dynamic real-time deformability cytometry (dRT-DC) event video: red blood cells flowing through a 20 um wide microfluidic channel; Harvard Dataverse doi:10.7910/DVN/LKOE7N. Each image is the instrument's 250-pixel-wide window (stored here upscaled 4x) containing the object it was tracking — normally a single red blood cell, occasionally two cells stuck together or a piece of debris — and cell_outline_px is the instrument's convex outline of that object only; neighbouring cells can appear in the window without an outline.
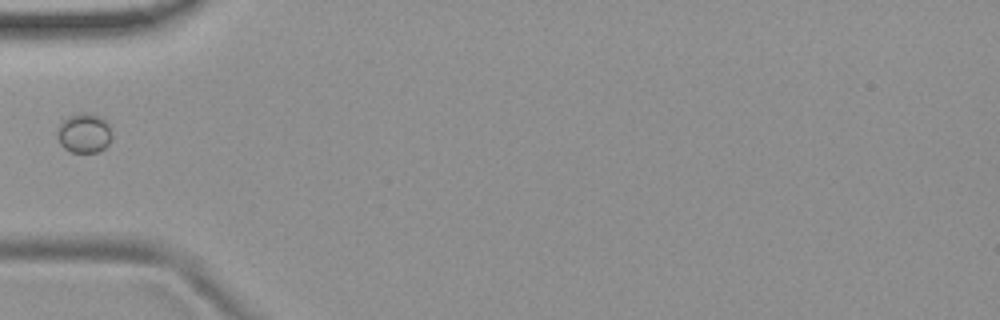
{"species": "common noctule bat (a hibernating species)", "species_latin": "Nyctalus noctula", "temperature_condition": "room temperature", "stored_images_in_passage": 3, "camera_frame_rate_fps": 3000, "um_per_image_px": 0.085, "animal": {"sex": "female", "body_mass_g": 19.9}, "frame": {"image": 1, "passage_image": 3, "time_ms": 3.0, "image_size_px": [1000, 320], "cell_outline_px": [[112, 136], [108, 144], [104, 148], [96, 152], [72, 152], [64, 148], [60, 144], [56, 132], [60, 124], [68, 116], [80, 112], [92, 112], [100, 116], [108, 124], [112, 132]], "centroid_in_image_um": [7.15, 11.29], "position_along_channel_um": 77.8, "area_um2": 12.72}}